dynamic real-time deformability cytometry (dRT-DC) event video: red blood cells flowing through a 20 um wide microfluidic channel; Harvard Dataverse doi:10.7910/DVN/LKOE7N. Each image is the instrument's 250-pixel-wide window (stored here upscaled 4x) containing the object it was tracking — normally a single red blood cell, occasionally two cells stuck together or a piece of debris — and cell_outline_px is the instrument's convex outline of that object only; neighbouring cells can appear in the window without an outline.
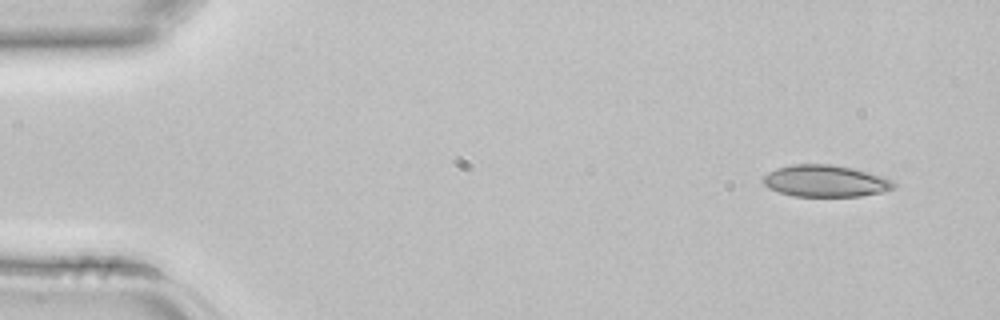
{"species": "common noctule bat (a hibernating species)", "species_latin": "Nyctalus noctula", "temperature_condition": "room temperature", "stored_images_in_passage": 3, "camera_frame_rate_fps": 3000, "um_per_image_px": 0.085, "animal": {"sex": "female", "body_mass_g": 22.7, "forearm_length_mm": 54.2}, "frame": {"image": 1, "passage_image": 1, "time_ms": 0.0, "image_size_px": [1000, 320], "cell_outline_px": [[896, 188], [880, 192], [860, 196], [792, 196], [768, 188], [764, 184], [764, 176], [768, 172], [776, 168], [792, 164], [832, 164], [852, 168], [868, 172], [892, 180], [896, 184]], "centroid_in_image_um": [70.15, 15.38], "position_along_channel_um": 14.8, "area_um2": 24.1}}
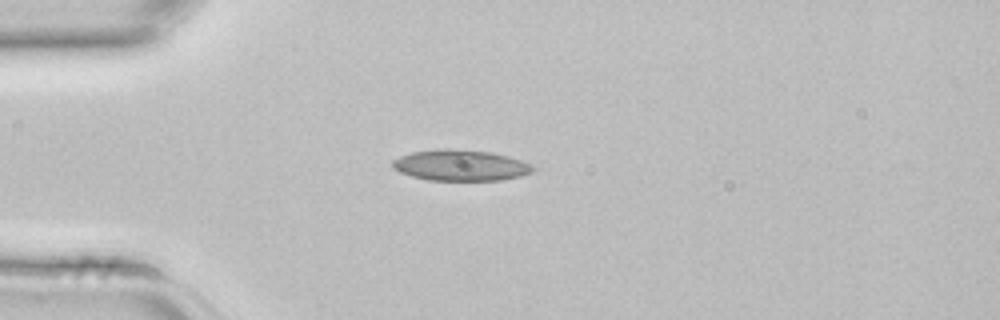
{"frame": {"image": 2, "passage_image": 3, "time_ms": 0.667, "image_size_px": [1000, 320], "cell_outline_px": [[536, 168], [532, 172], [520, 176], [500, 180], [428, 180], [412, 176], [400, 172], [392, 168], [392, 160], [400, 156], [412, 152], [444, 148], [448, 148], [492, 152], [508, 156], [520, 160]], "centroid_in_image_um": [39.12, 14.05], "position_along_channel_um": 45.9, "area_um2": 25.26}}